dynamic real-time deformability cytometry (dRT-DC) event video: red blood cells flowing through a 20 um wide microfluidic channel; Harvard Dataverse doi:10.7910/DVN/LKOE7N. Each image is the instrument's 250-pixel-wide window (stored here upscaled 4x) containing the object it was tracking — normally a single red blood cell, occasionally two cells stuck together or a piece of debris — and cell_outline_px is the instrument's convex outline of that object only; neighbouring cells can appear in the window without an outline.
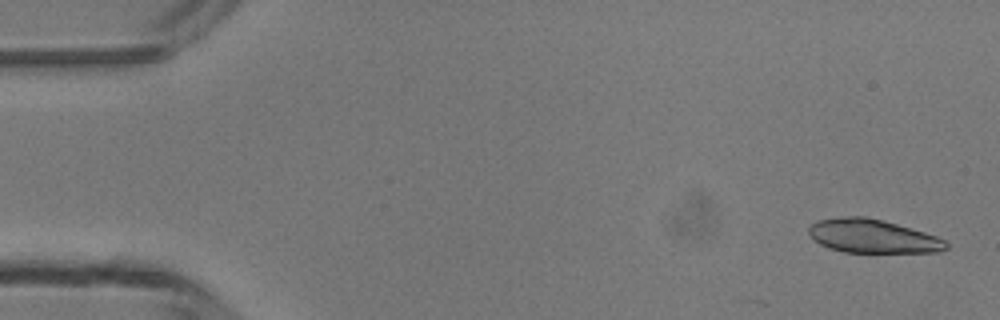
{"species": "common noctule bat (a hibernating species)", "species_latin": "Nyctalus noctula", "temperature_condition": "room temperature", "stored_images_in_passage": 4, "camera_frame_rate_fps": 3000, "um_per_image_px": 0.085, "animal": {"sex": "male", "body_mass_g": 13.3}, "frame": {"image": 1, "passage_image": 1, "time_ms": 0.0, "image_size_px": [1000, 320], "cell_outline_px": [[948, 248], [936, 252], [844, 252], [828, 248], [820, 244], [808, 232], [808, 228], [816, 220], [848, 216], [864, 216], [896, 224], [924, 232], [936, 236], [944, 240], [948, 244]], "centroid_in_image_um": [74.15, 20.08], "position_along_channel_um": 10.8, "area_um2": 26.59}}
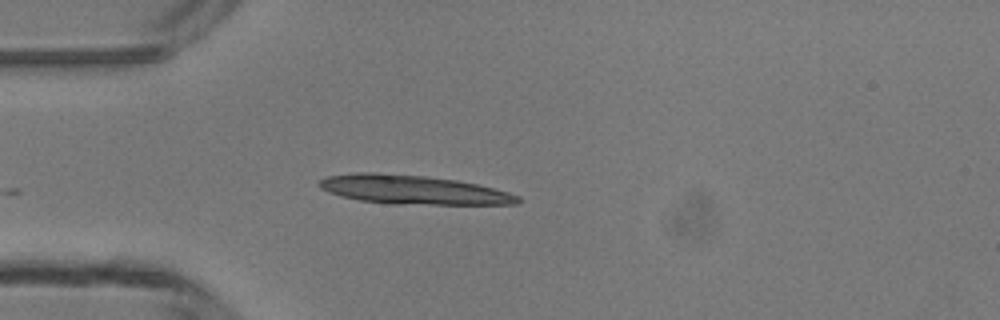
{"frame": {"image": 2, "passage_image": 4, "time_ms": 3.667, "image_size_px": [1000, 320], "cell_outline_px": [[520, 200], [516, 204], [392, 204], [360, 200], [340, 196], [328, 192], [320, 188], [316, 184], [324, 176], [356, 172], [372, 172], [424, 176], [456, 180], [476, 184], [508, 192], [520, 196]], "centroid_in_image_um": [35.03, 16.12], "position_along_channel_um": 50.0, "area_um2": 33.47}}